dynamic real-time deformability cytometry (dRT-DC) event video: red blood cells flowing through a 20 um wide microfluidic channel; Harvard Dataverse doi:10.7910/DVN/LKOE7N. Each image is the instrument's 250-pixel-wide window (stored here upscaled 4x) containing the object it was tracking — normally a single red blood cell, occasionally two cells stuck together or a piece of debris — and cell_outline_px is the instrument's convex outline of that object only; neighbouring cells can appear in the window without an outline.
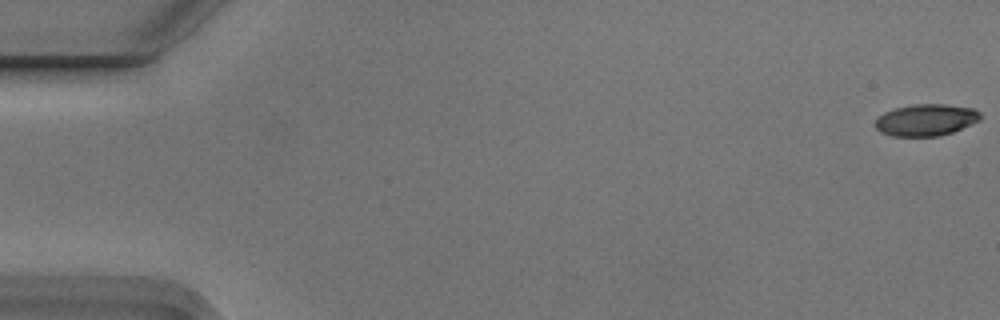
{"species": "Egyptian fruit bat (a non-hibernating species)", "species_latin": "Rousettus aegyptiacus", "temperature_condition": "cold", "stored_images_in_passage": 8, "camera_frame_rate_fps": 3000, "um_per_image_px": 0.085, "animal": {"sex": "male"}, "frame": {"image": 1, "passage_image": 1, "time_ms": 0.0, "image_size_px": [1000, 320], "cell_outline_px": [[980, 120], [972, 124], [952, 132], [936, 136], [892, 136], [880, 132], [876, 128], [876, 120], [884, 112], [896, 108], [912, 104], [944, 104], [972, 108], [980, 112]], "centroid_in_image_um": [78.71, 10.19], "position_along_channel_um": 6.3, "area_um2": 19.31}}
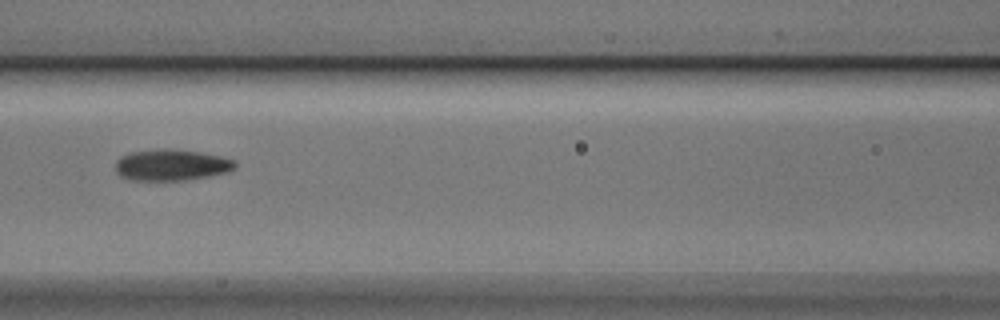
{"frame": {"image": 2, "passage_image": 8, "time_ms": 2.333, "image_size_px": [1000, 320], "cell_outline_px": [[236, 168], [228, 172], [208, 176], [184, 180], [132, 180], [120, 176], [116, 172], [116, 160], [120, 156], [128, 152], [156, 148], [172, 148], [200, 152], [220, 156], [236, 160]], "centroid_in_image_um": [14.55, 14.0], "position_along_channel_um": 152.0, "area_um2": 22.14}}